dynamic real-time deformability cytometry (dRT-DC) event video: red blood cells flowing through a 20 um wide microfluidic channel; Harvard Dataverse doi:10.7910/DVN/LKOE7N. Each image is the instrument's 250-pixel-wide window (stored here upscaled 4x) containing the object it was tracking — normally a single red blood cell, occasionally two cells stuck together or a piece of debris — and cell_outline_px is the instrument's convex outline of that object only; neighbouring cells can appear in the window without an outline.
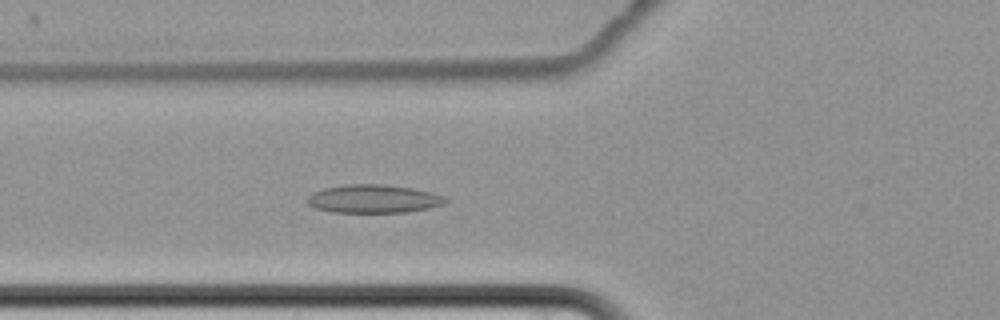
{"species": "common noctule bat (a hibernating species)", "species_latin": "Nyctalus noctula", "temperature_condition": "cold", "stored_images_in_passage": 8, "camera_frame_rate_fps": 3000, "um_per_image_px": 0.085, "animal": {"sex": "female", "body_mass_g": 22.7, "forearm_length_mm": 54.2}, "frame": {"image": 1, "passage_image": 8, "time_ms": 9.333, "image_size_px": [1000, 320], "cell_outline_px": [[448, 200], [444, 204], [428, 208], [404, 212], [332, 212], [316, 208], [308, 204], [304, 200], [312, 192], [324, 188], [344, 184], [384, 184], [412, 188], [432, 192], [444, 196]], "centroid_in_image_um": [31.72, 16.89], "position_along_channel_um": 94.1, "area_um2": 22.89}}